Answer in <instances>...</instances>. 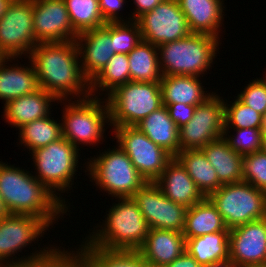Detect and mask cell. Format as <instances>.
<instances>
[{
  "label": "cell",
  "mask_w": 266,
  "mask_h": 267,
  "mask_svg": "<svg viewBox=\"0 0 266 267\" xmlns=\"http://www.w3.org/2000/svg\"><path fill=\"white\" fill-rule=\"evenodd\" d=\"M79 57L75 40L38 43L28 56L40 88L61 103L68 100V95L79 99L91 96L90 81L82 73Z\"/></svg>",
  "instance_id": "6da1fadb"
},
{
  "label": "cell",
  "mask_w": 266,
  "mask_h": 267,
  "mask_svg": "<svg viewBox=\"0 0 266 267\" xmlns=\"http://www.w3.org/2000/svg\"><path fill=\"white\" fill-rule=\"evenodd\" d=\"M0 195L10 214L34 215L41 218L48 226H52L55 219L68 211V207L35 175L1 161Z\"/></svg>",
  "instance_id": "7a4b0ae2"
},
{
  "label": "cell",
  "mask_w": 266,
  "mask_h": 267,
  "mask_svg": "<svg viewBox=\"0 0 266 267\" xmlns=\"http://www.w3.org/2000/svg\"><path fill=\"white\" fill-rule=\"evenodd\" d=\"M100 229L93 230L80 247L110 250H139L149 233V226L132 197L118 198Z\"/></svg>",
  "instance_id": "3957f363"
},
{
  "label": "cell",
  "mask_w": 266,
  "mask_h": 267,
  "mask_svg": "<svg viewBox=\"0 0 266 267\" xmlns=\"http://www.w3.org/2000/svg\"><path fill=\"white\" fill-rule=\"evenodd\" d=\"M219 39L208 34L191 33L185 38L159 45L162 75L199 77L204 74L213 64L216 51L219 49Z\"/></svg>",
  "instance_id": "277c9868"
},
{
  "label": "cell",
  "mask_w": 266,
  "mask_h": 267,
  "mask_svg": "<svg viewBox=\"0 0 266 267\" xmlns=\"http://www.w3.org/2000/svg\"><path fill=\"white\" fill-rule=\"evenodd\" d=\"M47 228L49 226L41 218L34 215L9 214L0 219V263L4 267H22L43 263L50 259L59 248L50 249L46 247L47 250L44 248L40 252L36 251L24 259L18 258L16 260L13 257L15 253L20 252L34 239L37 238L38 240L40 235L43 237ZM10 257L13 258L10 259Z\"/></svg>",
  "instance_id": "5b68a950"
},
{
  "label": "cell",
  "mask_w": 266,
  "mask_h": 267,
  "mask_svg": "<svg viewBox=\"0 0 266 267\" xmlns=\"http://www.w3.org/2000/svg\"><path fill=\"white\" fill-rule=\"evenodd\" d=\"M107 100L110 126H136L163 106L160 82L129 81L111 92Z\"/></svg>",
  "instance_id": "8992f818"
},
{
  "label": "cell",
  "mask_w": 266,
  "mask_h": 267,
  "mask_svg": "<svg viewBox=\"0 0 266 267\" xmlns=\"http://www.w3.org/2000/svg\"><path fill=\"white\" fill-rule=\"evenodd\" d=\"M86 169L96 186L116 199L132 197L146 183L120 147L109 148L97 158H91Z\"/></svg>",
  "instance_id": "52a82bcc"
},
{
  "label": "cell",
  "mask_w": 266,
  "mask_h": 267,
  "mask_svg": "<svg viewBox=\"0 0 266 267\" xmlns=\"http://www.w3.org/2000/svg\"><path fill=\"white\" fill-rule=\"evenodd\" d=\"M100 100L102 98L90 96L68 102L69 104L64 106L62 137L77 149L81 143L86 146L88 143L94 145L103 139L105 122H110V113L107 100Z\"/></svg>",
  "instance_id": "ba28073f"
},
{
  "label": "cell",
  "mask_w": 266,
  "mask_h": 267,
  "mask_svg": "<svg viewBox=\"0 0 266 267\" xmlns=\"http://www.w3.org/2000/svg\"><path fill=\"white\" fill-rule=\"evenodd\" d=\"M77 149L64 137L49 145L32 151V159L38 175L35 177L65 205V199L60 198L56 191L64 193L70 189L74 174L78 168ZM64 191V192H63ZM56 192V193H55ZM58 194V195H56Z\"/></svg>",
  "instance_id": "9c48e42d"
},
{
  "label": "cell",
  "mask_w": 266,
  "mask_h": 267,
  "mask_svg": "<svg viewBox=\"0 0 266 267\" xmlns=\"http://www.w3.org/2000/svg\"><path fill=\"white\" fill-rule=\"evenodd\" d=\"M208 198L228 229L266 217V193L244 181L223 184Z\"/></svg>",
  "instance_id": "30bf717a"
},
{
  "label": "cell",
  "mask_w": 266,
  "mask_h": 267,
  "mask_svg": "<svg viewBox=\"0 0 266 267\" xmlns=\"http://www.w3.org/2000/svg\"><path fill=\"white\" fill-rule=\"evenodd\" d=\"M117 143L146 182H155L173 156L135 126L113 127Z\"/></svg>",
  "instance_id": "8fae6325"
},
{
  "label": "cell",
  "mask_w": 266,
  "mask_h": 267,
  "mask_svg": "<svg viewBox=\"0 0 266 267\" xmlns=\"http://www.w3.org/2000/svg\"><path fill=\"white\" fill-rule=\"evenodd\" d=\"M32 0H12L0 17V50L8 58L28 56L37 45Z\"/></svg>",
  "instance_id": "7c38bea8"
},
{
  "label": "cell",
  "mask_w": 266,
  "mask_h": 267,
  "mask_svg": "<svg viewBox=\"0 0 266 267\" xmlns=\"http://www.w3.org/2000/svg\"><path fill=\"white\" fill-rule=\"evenodd\" d=\"M225 132L224 99L215 93L195 107L192 119L179 128V152L202 149Z\"/></svg>",
  "instance_id": "4fadbf2b"
},
{
  "label": "cell",
  "mask_w": 266,
  "mask_h": 267,
  "mask_svg": "<svg viewBox=\"0 0 266 267\" xmlns=\"http://www.w3.org/2000/svg\"><path fill=\"white\" fill-rule=\"evenodd\" d=\"M135 21L142 40L155 46L185 38L192 33L177 0H163Z\"/></svg>",
  "instance_id": "5bb4252c"
},
{
  "label": "cell",
  "mask_w": 266,
  "mask_h": 267,
  "mask_svg": "<svg viewBox=\"0 0 266 267\" xmlns=\"http://www.w3.org/2000/svg\"><path fill=\"white\" fill-rule=\"evenodd\" d=\"M132 198L150 229L183 232L187 208L168 199L155 182H146Z\"/></svg>",
  "instance_id": "9a60e30c"
},
{
  "label": "cell",
  "mask_w": 266,
  "mask_h": 267,
  "mask_svg": "<svg viewBox=\"0 0 266 267\" xmlns=\"http://www.w3.org/2000/svg\"><path fill=\"white\" fill-rule=\"evenodd\" d=\"M229 259L237 267H266V217L230 229Z\"/></svg>",
  "instance_id": "2e32d148"
},
{
  "label": "cell",
  "mask_w": 266,
  "mask_h": 267,
  "mask_svg": "<svg viewBox=\"0 0 266 267\" xmlns=\"http://www.w3.org/2000/svg\"><path fill=\"white\" fill-rule=\"evenodd\" d=\"M33 29L36 41L64 42L76 40L64 0H32Z\"/></svg>",
  "instance_id": "e0dca14e"
},
{
  "label": "cell",
  "mask_w": 266,
  "mask_h": 267,
  "mask_svg": "<svg viewBox=\"0 0 266 267\" xmlns=\"http://www.w3.org/2000/svg\"><path fill=\"white\" fill-rule=\"evenodd\" d=\"M75 41L80 59H82L80 60L82 73L91 81L115 54L112 40V22L79 33Z\"/></svg>",
  "instance_id": "ac0fdd59"
},
{
  "label": "cell",
  "mask_w": 266,
  "mask_h": 267,
  "mask_svg": "<svg viewBox=\"0 0 266 267\" xmlns=\"http://www.w3.org/2000/svg\"><path fill=\"white\" fill-rule=\"evenodd\" d=\"M186 251L182 232L151 228L139 249L148 267H165Z\"/></svg>",
  "instance_id": "d6986e66"
},
{
  "label": "cell",
  "mask_w": 266,
  "mask_h": 267,
  "mask_svg": "<svg viewBox=\"0 0 266 267\" xmlns=\"http://www.w3.org/2000/svg\"><path fill=\"white\" fill-rule=\"evenodd\" d=\"M155 183L168 199L186 208L192 207L205 198L175 157L167 163Z\"/></svg>",
  "instance_id": "ffe728a7"
},
{
  "label": "cell",
  "mask_w": 266,
  "mask_h": 267,
  "mask_svg": "<svg viewBox=\"0 0 266 267\" xmlns=\"http://www.w3.org/2000/svg\"><path fill=\"white\" fill-rule=\"evenodd\" d=\"M192 33L219 38L223 21V0H177Z\"/></svg>",
  "instance_id": "44dd1931"
},
{
  "label": "cell",
  "mask_w": 266,
  "mask_h": 267,
  "mask_svg": "<svg viewBox=\"0 0 266 267\" xmlns=\"http://www.w3.org/2000/svg\"><path fill=\"white\" fill-rule=\"evenodd\" d=\"M56 100L58 102L54 95L40 88L4 104L5 120L10 125L21 128L24 124L50 115V103Z\"/></svg>",
  "instance_id": "7402d4cb"
},
{
  "label": "cell",
  "mask_w": 266,
  "mask_h": 267,
  "mask_svg": "<svg viewBox=\"0 0 266 267\" xmlns=\"http://www.w3.org/2000/svg\"><path fill=\"white\" fill-rule=\"evenodd\" d=\"M199 77L190 75L163 76L160 80L162 104L179 103L198 106L205 102L212 93H205Z\"/></svg>",
  "instance_id": "603a6c76"
},
{
  "label": "cell",
  "mask_w": 266,
  "mask_h": 267,
  "mask_svg": "<svg viewBox=\"0 0 266 267\" xmlns=\"http://www.w3.org/2000/svg\"><path fill=\"white\" fill-rule=\"evenodd\" d=\"M201 150L222 185L243 181V156L235 152L224 137L208 143Z\"/></svg>",
  "instance_id": "cb8c5ba5"
},
{
  "label": "cell",
  "mask_w": 266,
  "mask_h": 267,
  "mask_svg": "<svg viewBox=\"0 0 266 267\" xmlns=\"http://www.w3.org/2000/svg\"><path fill=\"white\" fill-rule=\"evenodd\" d=\"M135 127L173 157L179 153V128L170 118L166 106L163 105L158 110L153 111Z\"/></svg>",
  "instance_id": "d4e9b609"
},
{
  "label": "cell",
  "mask_w": 266,
  "mask_h": 267,
  "mask_svg": "<svg viewBox=\"0 0 266 267\" xmlns=\"http://www.w3.org/2000/svg\"><path fill=\"white\" fill-rule=\"evenodd\" d=\"M14 58H7L0 64V99L8 101L31 94L40 89L34 66H6ZM7 60V61H6Z\"/></svg>",
  "instance_id": "484cf974"
},
{
  "label": "cell",
  "mask_w": 266,
  "mask_h": 267,
  "mask_svg": "<svg viewBox=\"0 0 266 267\" xmlns=\"http://www.w3.org/2000/svg\"><path fill=\"white\" fill-rule=\"evenodd\" d=\"M220 231H230V229L226 227L222 215L208 197L187 208L182 232L185 238H194Z\"/></svg>",
  "instance_id": "4316f807"
},
{
  "label": "cell",
  "mask_w": 266,
  "mask_h": 267,
  "mask_svg": "<svg viewBox=\"0 0 266 267\" xmlns=\"http://www.w3.org/2000/svg\"><path fill=\"white\" fill-rule=\"evenodd\" d=\"M76 252L79 255L80 267L147 266L139 250H110L100 247H81Z\"/></svg>",
  "instance_id": "83f0119b"
},
{
  "label": "cell",
  "mask_w": 266,
  "mask_h": 267,
  "mask_svg": "<svg viewBox=\"0 0 266 267\" xmlns=\"http://www.w3.org/2000/svg\"><path fill=\"white\" fill-rule=\"evenodd\" d=\"M175 158L181 163L205 197H208L222 186L214 167L201 149L182 150Z\"/></svg>",
  "instance_id": "f1b7e54d"
},
{
  "label": "cell",
  "mask_w": 266,
  "mask_h": 267,
  "mask_svg": "<svg viewBox=\"0 0 266 267\" xmlns=\"http://www.w3.org/2000/svg\"><path fill=\"white\" fill-rule=\"evenodd\" d=\"M229 232L220 231L194 238H186V251L201 266L229 259Z\"/></svg>",
  "instance_id": "f546056e"
},
{
  "label": "cell",
  "mask_w": 266,
  "mask_h": 267,
  "mask_svg": "<svg viewBox=\"0 0 266 267\" xmlns=\"http://www.w3.org/2000/svg\"><path fill=\"white\" fill-rule=\"evenodd\" d=\"M158 46L141 40L128 53L130 81L160 82L163 75L160 68Z\"/></svg>",
  "instance_id": "4dcf8cb0"
},
{
  "label": "cell",
  "mask_w": 266,
  "mask_h": 267,
  "mask_svg": "<svg viewBox=\"0 0 266 267\" xmlns=\"http://www.w3.org/2000/svg\"><path fill=\"white\" fill-rule=\"evenodd\" d=\"M128 54H114L107 65L90 81L91 96L96 91H107L108 95L117 87L130 81ZM94 93V94H93Z\"/></svg>",
  "instance_id": "1f68e13d"
},
{
  "label": "cell",
  "mask_w": 266,
  "mask_h": 267,
  "mask_svg": "<svg viewBox=\"0 0 266 267\" xmlns=\"http://www.w3.org/2000/svg\"><path fill=\"white\" fill-rule=\"evenodd\" d=\"M48 115L44 118L24 124L19 128V140L29 152L45 147L62 138L61 123H57Z\"/></svg>",
  "instance_id": "d6a6232c"
},
{
  "label": "cell",
  "mask_w": 266,
  "mask_h": 267,
  "mask_svg": "<svg viewBox=\"0 0 266 267\" xmlns=\"http://www.w3.org/2000/svg\"><path fill=\"white\" fill-rule=\"evenodd\" d=\"M73 29L79 34L106 24L98 0H64Z\"/></svg>",
  "instance_id": "836d02e7"
},
{
  "label": "cell",
  "mask_w": 266,
  "mask_h": 267,
  "mask_svg": "<svg viewBox=\"0 0 266 267\" xmlns=\"http://www.w3.org/2000/svg\"><path fill=\"white\" fill-rule=\"evenodd\" d=\"M224 121L225 132L234 127V129H264L266 126V119L251 107L243 104L237 97L231 105L224 101Z\"/></svg>",
  "instance_id": "e575fe53"
},
{
  "label": "cell",
  "mask_w": 266,
  "mask_h": 267,
  "mask_svg": "<svg viewBox=\"0 0 266 267\" xmlns=\"http://www.w3.org/2000/svg\"><path fill=\"white\" fill-rule=\"evenodd\" d=\"M112 40L115 54L130 53L142 40L137 22H112Z\"/></svg>",
  "instance_id": "d590c367"
},
{
  "label": "cell",
  "mask_w": 266,
  "mask_h": 267,
  "mask_svg": "<svg viewBox=\"0 0 266 267\" xmlns=\"http://www.w3.org/2000/svg\"><path fill=\"white\" fill-rule=\"evenodd\" d=\"M234 131H236V136L231 137L228 131L224 132L223 137L235 152L245 156L261 150L263 129L242 128L234 129Z\"/></svg>",
  "instance_id": "8d00e7d4"
},
{
  "label": "cell",
  "mask_w": 266,
  "mask_h": 267,
  "mask_svg": "<svg viewBox=\"0 0 266 267\" xmlns=\"http://www.w3.org/2000/svg\"><path fill=\"white\" fill-rule=\"evenodd\" d=\"M243 181L266 193V153L257 151L243 156Z\"/></svg>",
  "instance_id": "74e56055"
},
{
  "label": "cell",
  "mask_w": 266,
  "mask_h": 267,
  "mask_svg": "<svg viewBox=\"0 0 266 267\" xmlns=\"http://www.w3.org/2000/svg\"><path fill=\"white\" fill-rule=\"evenodd\" d=\"M266 75V73H265ZM266 78V76H265ZM249 82L237 98L245 105L260 113L266 119V79Z\"/></svg>",
  "instance_id": "f35d334b"
},
{
  "label": "cell",
  "mask_w": 266,
  "mask_h": 267,
  "mask_svg": "<svg viewBox=\"0 0 266 267\" xmlns=\"http://www.w3.org/2000/svg\"><path fill=\"white\" fill-rule=\"evenodd\" d=\"M58 250L50 259L43 263L22 267H80L78 253Z\"/></svg>",
  "instance_id": "ab89813d"
},
{
  "label": "cell",
  "mask_w": 266,
  "mask_h": 267,
  "mask_svg": "<svg viewBox=\"0 0 266 267\" xmlns=\"http://www.w3.org/2000/svg\"><path fill=\"white\" fill-rule=\"evenodd\" d=\"M125 0H99V9L106 23L125 22L121 19L119 11L122 10Z\"/></svg>",
  "instance_id": "60d3db41"
},
{
  "label": "cell",
  "mask_w": 266,
  "mask_h": 267,
  "mask_svg": "<svg viewBox=\"0 0 266 267\" xmlns=\"http://www.w3.org/2000/svg\"><path fill=\"white\" fill-rule=\"evenodd\" d=\"M195 107V105L174 103L169 104L167 109L170 118L176 123L177 127L180 128L192 119Z\"/></svg>",
  "instance_id": "b9f144b4"
},
{
  "label": "cell",
  "mask_w": 266,
  "mask_h": 267,
  "mask_svg": "<svg viewBox=\"0 0 266 267\" xmlns=\"http://www.w3.org/2000/svg\"><path fill=\"white\" fill-rule=\"evenodd\" d=\"M163 0H134L136 6V11H134L128 21L136 20L142 14L152 11L157 5H159Z\"/></svg>",
  "instance_id": "7bdbcfd3"
},
{
  "label": "cell",
  "mask_w": 266,
  "mask_h": 267,
  "mask_svg": "<svg viewBox=\"0 0 266 267\" xmlns=\"http://www.w3.org/2000/svg\"><path fill=\"white\" fill-rule=\"evenodd\" d=\"M165 267H203L201 266L193 256H191L187 251L177 257L170 264Z\"/></svg>",
  "instance_id": "ee69618b"
},
{
  "label": "cell",
  "mask_w": 266,
  "mask_h": 267,
  "mask_svg": "<svg viewBox=\"0 0 266 267\" xmlns=\"http://www.w3.org/2000/svg\"><path fill=\"white\" fill-rule=\"evenodd\" d=\"M204 267H237V266L234 264L233 261L228 259V260L217 262V263H211V264L206 265Z\"/></svg>",
  "instance_id": "f6af8a7d"
},
{
  "label": "cell",
  "mask_w": 266,
  "mask_h": 267,
  "mask_svg": "<svg viewBox=\"0 0 266 267\" xmlns=\"http://www.w3.org/2000/svg\"><path fill=\"white\" fill-rule=\"evenodd\" d=\"M10 214V212L8 211V209L6 208L3 198L0 195V219L5 218L6 216H8Z\"/></svg>",
  "instance_id": "bcb514c9"
},
{
  "label": "cell",
  "mask_w": 266,
  "mask_h": 267,
  "mask_svg": "<svg viewBox=\"0 0 266 267\" xmlns=\"http://www.w3.org/2000/svg\"><path fill=\"white\" fill-rule=\"evenodd\" d=\"M12 0H0V17L6 11L7 6Z\"/></svg>",
  "instance_id": "7dc6e473"
},
{
  "label": "cell",
  "mask_w": 266,
  "mask_h": 267,
  "mask_svg": "<svg viewBox=\"0 0 266 267\" xmlns=\"http://www.w3.org/2000/svg\"><path fill=\"white\" fill-rule=\"evenodd\" d=\"M261 151L266 153V126L263 129Z\"/></svg>",
  "instance_id": "c3c4849f"
}]
</instances>
